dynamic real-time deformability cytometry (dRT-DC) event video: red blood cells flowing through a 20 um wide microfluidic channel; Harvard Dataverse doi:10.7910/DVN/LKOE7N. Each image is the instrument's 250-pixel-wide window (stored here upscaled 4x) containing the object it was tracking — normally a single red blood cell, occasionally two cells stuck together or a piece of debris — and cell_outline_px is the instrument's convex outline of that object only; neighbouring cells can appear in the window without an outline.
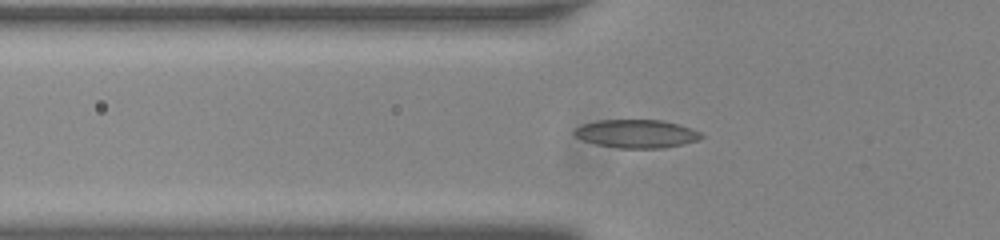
{"species": "common noctule bat (a hibernating species)", "species_latin": "Nyctalus noctula", "temperature_condition": "room temperature", "stored_images_in_passage": 51, "camera_frame_rate_fps": 3000, "um_per_image_px": 0.085, "animal": {"sex": "male", "body_mass_g": 20.0, "forearm_length_mm": 53.3}, "frame": {"image": 1, "passage_image": 20, "time_ms": 6.333, "image_size_px": [1000, 240], "cell_outline_px": [[704, 136], [696, 140], [664, 148], [620, 148], [596, 144], [584, 140], [576, 136], [572, 132], [580, 124], [600, 120], [664, 120], [700, 132]], "centroid_in_image_um": [54.05, 11.36], "position_along_channel_um": 71.7, "area_um2": 20.63}}
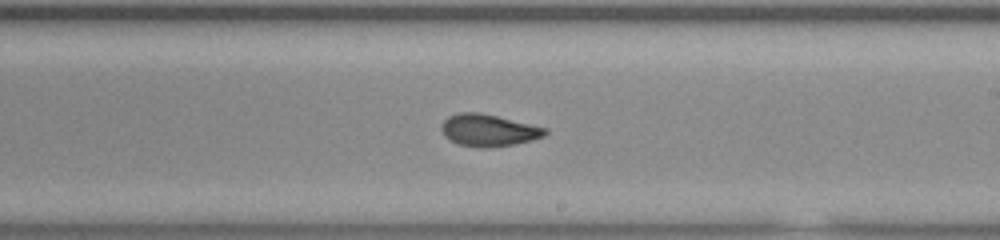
{"frame": {"image": 2, "passage_image": 34, "time_ms": 11.0, "image_size_px": [1000, 240], "cell_outline_px": [[548, 132], [544, 136], [532, 140], [512, 144], [488, 148], [480, 148], [460, 144], [444, 136], [440, 128], [444, 120], [448, 116], [456, 112], [480, 112], [548, 128]], "centroid_in_image_um": [41.52, 11.06], "position_along_channel_um": 247.5, "area_um2": 19.36}}
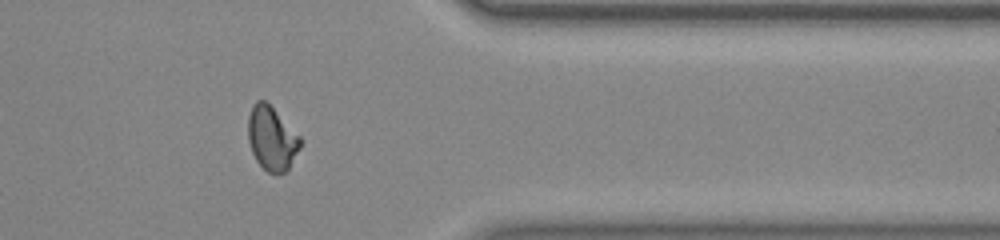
{"frame": {"image": 3, "passage_image": 46, "time_ms": 15.0, "image_size_px": [1000, 240], "cell_outline_px": [[300, 148], [288, 168], [284, 172], [268, 172], [256, 160], [252, 152], [248, 140], [248, 116], [252, 104], [256, 100], [264, 100], [300, 136]], "centroid_in_image_um": [23.07, 11.74], "position_along_channel_um": 388.3, "area_um2": 19.02}}